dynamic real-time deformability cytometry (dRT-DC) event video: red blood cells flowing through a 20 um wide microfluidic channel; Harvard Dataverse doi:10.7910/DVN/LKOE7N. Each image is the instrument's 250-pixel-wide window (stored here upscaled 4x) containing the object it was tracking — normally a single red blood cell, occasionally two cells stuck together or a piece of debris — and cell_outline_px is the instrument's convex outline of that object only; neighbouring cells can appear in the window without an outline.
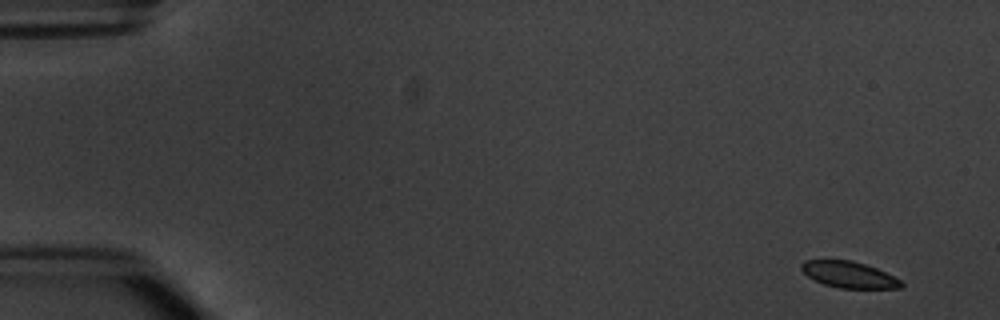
{"species": "common noctule bat (a hibernating species)", "species_latin": "Nyctalus noctula", "temperature_condition": "warm", "stored_images_in_passage": 4, "camera_frame_rate_fps": 3000, "um_per_image_px": 0.085, "animal": {"sex": "male", "body_mass_g": 20.1, "forearm_length_mm": 53.5}, "frame": {"image": 1, "passage_image": 1, "time_ms": 0.0, "image_size_px": [1000, 320], "cell_outline_px": [[904, 284], [900, 288], [840, 288], [824, 284], [808, 276], [800, 268], [800, 264], [804, 260], [852, 260], [876, 268], [900, 280]], "centroid_in_image_um": [72.14, 23.34], "position_along_channel_um": 12.9, "area_um2": 15.09}}